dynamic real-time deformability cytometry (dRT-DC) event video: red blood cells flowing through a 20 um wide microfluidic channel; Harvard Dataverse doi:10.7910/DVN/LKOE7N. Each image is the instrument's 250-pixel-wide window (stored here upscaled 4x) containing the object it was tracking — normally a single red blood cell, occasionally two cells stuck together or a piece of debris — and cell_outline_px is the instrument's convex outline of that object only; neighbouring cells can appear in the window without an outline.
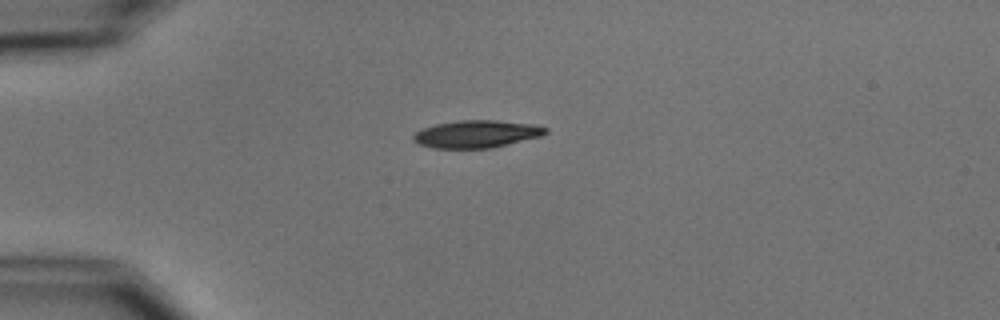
{"species": "common noctule bat (a hibernating species)", "species_latin": "Nyctalus noctula", "temperature_condition": "cold", "stored_images_in_passage": 5, "camera_frame_rate_fps": 3000, "um_per_image_px": 0.085, "animal": {"sex": "male", "body_mass_g": 15.6}, "frame": {"image": 1, "passage_image": 1, "time_ms": 0.0, "image_size_px": [1000, 320], "cell_outline_px": [[548, 132], [540, 136], [492, 148], [432, 148], [420, 144], [412, 140], [412, 136], [416, 132], [424, 128], [436, 124], [460, 120], [496, 120], [536, 124], [548, 128]], "centroid_in_image_um": [40.53, 11.38], "position_along_channel_um": 44.5, "area_um2": 21.15}}
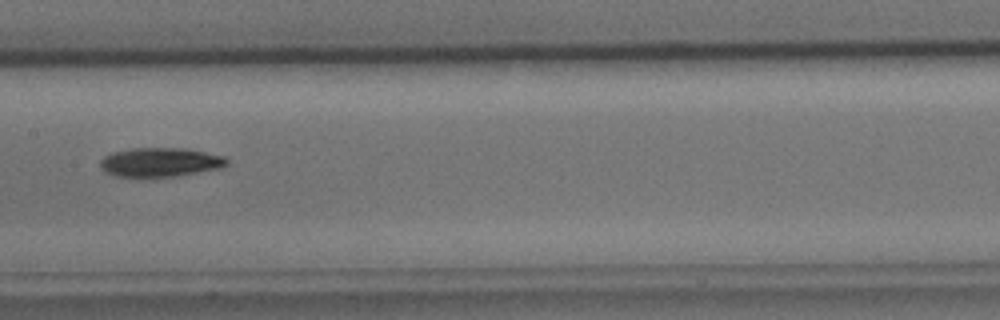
{"frame": {"image": 2, "passage_image": 5, "time_ms": 4.667, "image_size_px": [1000, 320], "cell_outline_px": [[228, 164], [224, 168], [176, 176], [116, 176], [104, 172], [100, 168], [100, 160], [104, 156], [112, 152], [132, 148], [184, 148], [224, 156], [228, 160]], "centroid_in_image_um": [13.62, 13.78], "position_along_channel_um": 193.8, "area_um2": 21.5}}